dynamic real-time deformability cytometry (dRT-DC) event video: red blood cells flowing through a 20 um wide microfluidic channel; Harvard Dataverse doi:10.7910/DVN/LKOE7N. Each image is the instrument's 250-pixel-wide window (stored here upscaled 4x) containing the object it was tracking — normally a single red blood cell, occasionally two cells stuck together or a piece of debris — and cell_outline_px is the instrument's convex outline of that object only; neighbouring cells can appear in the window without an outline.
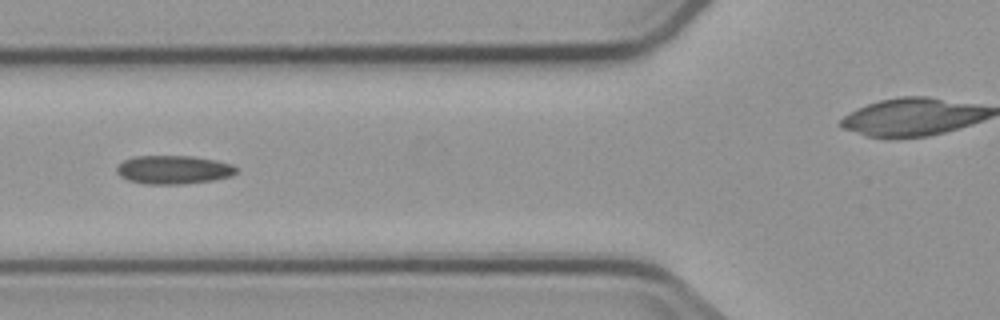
{"species": "common noctule bat (a hibernating species)", "species_latin": "Nyctalus noctula", "temperature_condition": "cold", "stored_images_in_passage": 6, "camera_frame_rate_fps": 3000, "um_per_image_px": 0.085, "animal": {"sex": "male", "body_mass_g": 23.1, "forearm_length_mm": 52.7}, "frame": {"image": 1, "passage_image": 5, "time_ms": 5.0, "image_size_px": [1000, 320], "cell_outline_px": [[236, 172], [232, 176], [212, 180], [184, 184], [144, 184], [128, 180], [120, 176], [116, 172], [116, 168], [124, 160], [136, 156], [192, 156], [216, 160], [232, 164], [236, 168]], "centroid_in_image_um": [14.74, 14.43], "position_along_channel_um": 111.1, "area_um2": 19.88}}